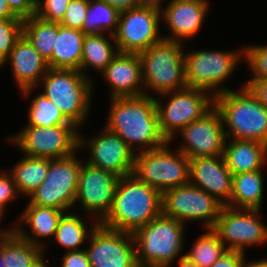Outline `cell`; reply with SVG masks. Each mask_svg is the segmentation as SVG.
Here are the masks:
<instances>
[{
  "label": "cell",
  "mask_w": 267,
  "mask_h": 267,
  "mask_svg": "<svg viewBox=\"0 0 267 267\" xmlns=\"http://www.w3.org/2000/svg\"><path fill=\"white\" fill-rule=\"evenodd\" d=\"M120 12L105 0H89L87 14L83 24V33L111 34L117 31Z\"/></svg>",
  "instance_id": "cell-31"
},
{
  "label": "cell",
  "mask_w": 267,
  "mask_h": 267,
  "mask_svg": "<svg viewBox=\"0 0 267 267\" xmlns=\"http://www.w3.org/2000/svg\"><path fill=\"white\" fill-rule=\"evenodd\" d=\"M206 233L198 236L191 250L184 255L199 267H211L227 250L213 229H206Z\"/></svg>",
  "instance_id": "cell-33"
},
{
  "label": "cell",
  "mask_w": 267,
  "mask_h": 267,
  "mask_svg": "<svg viewBox=\"0 0 267 267\" xmlns=\"http://www.w3.org/2000/svg\"><path fill=\"white\" fill-rule=\"evenodd\" d=\"M10 10L22 19L35 15L36 6L30 0H5Z\"/></svg>",
  "instance_id": "cell-42"
},
{
  "label": "cell",
  "mask_w": 267,
  "mask_h": 267,
  "mask_svg": "<svg viewBox=\"0 0 267 267\" xmlns=\"http://www.w3.org/2000/svg\"><path fill=\"white\" fill-rule=\"evenodd\" d=\"M101 74L110 86L111 98L144 95L142 62L138 53L119 52Z\"/></svg>",
  "instance_id": "cell-22"
},
{
  "label": "cell",
  "mask_w": 267,
  "mask_h": 267,
  "mask_svg": "<svg viewBox=\"0 0 267 267\" xmlns=\"http://www.w3.org/2000/svg\"><path fill=\"white\" fill-rule=\"evenodd\" d=\"M10 62L13 78L24 97H30L49 69L48 62L35 50L31 42L22 34L13 49L4 59Z\"/></svg>",
  "instance_id": "cell-21"
},
{
  "label": "cell",
  "mask_w": 267,
  "mask_h": 267,
  "mask_svg": "<svg viewBox=\"0 0 267 267\" xmlns=\"http://www.w3.org/2000/svg\"><path fill=\"white\" fill-rule=\"evenodd\" d=\"M244 60L253 73L250 80L267 79V45L244 46Z\"/></svg>",
  "instance_id": "cell-35"
},
{
  "label": "cell",
  "mask_w": 267,
  "mask_h": 267,
  "mask_svg": "<svg viewBox=\"0 0 267 267\" xmlns=\"http://www.w3.org/2000/svg\"><path fill=\"white\" fill-rule=\"evenodd\" d=\"M200 50L184 53L186 82L190 88L210 92L214 97L228 90L222 85L235 71L244 51ZM239 62V63H238Z\"/></svg>",
  "instance_id": "cell-9"
},
{
  "label": "cell",
  "mask_w": 267,
  "mask_h": 267,
  "mask_svg": "<svg viewBox=\"0 0 267 267\" xmlns=\"http://www.w3.org/2000/svg\"><path fill=\"white\" fill-rule=\"evenodd\" d=\"M185 224L162 213L132 233L139 267H170L183 257ZM173 263V264H172Z\"/></svg>",
  "instance_id": "cell-4"
},
{
  "label": "cell",
  "mask_w": 267,
  "mask_h": 267,
  "mask_svg": "<svg viewBox=\"0 0 267 267\" xmlns=\"http://www.w3.org/2000/svg\"><path fill=\"white\" fill-rule=\"evenodd\" d=\"M223 156L232 175L262 170L267 160V145L254 140L227 138Z\"/></svg>",
  "instance_id": "cell-24"
},
{
  "label": "cell",
  "mask_w": 267,
  "mask_h": 267,
  "mask_svg": "<svg viewBox=\"0 0 267 267\" xmlns=\"http://www.w3.org/2000/svg\"><path fill=\"white\" fill-rule=\"evenodd\" d=\"M245 259L244 257L241 267H267V258L248 262H246Z\"/></svg>",
  "instance_id": "cell-47"
},
{
  "label": "cell",
  "mask_w": 267,
  "mask_h": 267,
  "mask_svg": "<svg viewBox=\"0 0 267 267\" xmlns=\"http://www.w3.org/2000/svg\"><path fill=\"white\" fill-rule=\"evenodd\" d=\"M209 6L208 0H169L161 10V20L165 21L171 35H163V39L191 40L201 30Z\"/></svg>",
  "instance_id": "cell-19"
},
{
  "label": "cell",
  "mask_w": 267,
  "mask_h": 267,
  "mask_svg": "<svg viewBox=\"0 0 267 267\" xmlns=\"http://www.w3.org/2000/svg\"><path fill=\"white\" fill-rule=\"evenodd\" d=\"M226 138L254 140L267 145V108L246 86L215 96ZM226 127V128H225Z\"/></svg>",
  "instance_id": "cell-3"
},
{
  "label": "cell",
  "mask_w": 267,
  "mask_h": 267,
  "mask_svg": "<svg viewBox=\"0 0 267 267\" xmlns=\"http://www.w3.org/2000/svg\"><path fill=\"white\" fill-rule=\"evenodd\" d=\"M44 253L45 252H43L30 267H49L46 262L47 260H45Z\"/></svg>",
  "instance_id": "cell-49"
},
{
  "label": "cell",
  "mask_w": 267,
  "mask_h": 267,
  "mask_svg": "<svg viewBox=\"0 0 267 267\" xmlns=\"http://www.w3.org/2000/svg\"><path fill=\"white\" fill-rule=\"evenodd\" d=\"M232 177L223 155L190 159L189 183L214 196L224 206L230 200Z\"/></svg>",
  "instance_id": "cell-20"
},
{
  "label": "cell",
  "mask_w": 267,
  "mask_h": 267,
  "mask_svg": "<svg viewBox=\"0 0 267 267\" xmlns=\"http://www.w3.org/2000/svg\"><path fill=\"white\" fill-rule=\"evenodd\" d=\"M181 136L183 144L178 148L188 158L223 155L226 143V133L220 111L214 106L197 121L182 128L169 141Z\"/></svg>",
  "instance_id": "cell-17"
},
{
  "label": "cell",
  "mask_w": 267,
  "mask_h": 267,
  "mask_svg": "<svg viewBox=\"0 0 267 267\" xmlns=\"http://www.w3.org/2000/svg\"><path fill=\"white\" fill-rule=\"evenodd\" d=\"M76 153L66 158L49 159L44 182L29 196L31 204L64 212L72 210L82 165Z\"/></svg>",
  "instance_id": "cell-11"
},
{
  "label": "cell",
  "mask_w": 267,
  "mask_h": 267,
  "mask_svg": "<svg viewBox=\"0 0 267 267\" xmlns=\"http://www.w3.org/2000/svg\"><path fill=\"white\" fill-rule=\"evenodd\" d=\"M162 214L183 224L202 221L203 227L213 229L224 206L214 196L192 184H185L162 193Z\"/></svg>",
  "instance_id": "cell-12"
},
{
  "label": "cell",
  "mask_w": 267,
  "mask_h": 267,
  "mask_svg": "<svg viewBox=\"0 0 267 267\" xmlns=\"http://www.w3.org/2000/svg\"><path fill=\"white\" fill-rule=\"evenodd\" d=\"M89 0H71L68 4L61 25L83 31Z\"/></svg>",
  "instance_id": "cell-38"
},
{
  "label": "cell",
  "mask_w": 267,
  "mask_h": 267,
  "mask_svg": "<svg viewBox=\"0 0 267 267\" xmlns=\"http://www.w3.org/2000/svg\"><path fill=\"white\" fill-rule=\"evenodd\" d=\"M0 19H22L17 17L8 7L5 0H0Z\"/></svg>",
  "instance_id": "cell-45"
},
{
  "label": "cell",
  "mask_w": 267,
  "mask_h": 267,
  "mask_svg": "<svg viewBox=\"0 0 267 267\" xmlns=\"http://www.w3.org/2000/svg\"><path fill=\"white\" fill-rule=\"evenodd\" d=\"M119 12L138 6L137 0H105Z\"/></svg>",
  "instance_id": "cell-44"
},
{
  "label": "cell",
  "mask_w": 267,
  "mask_h": 267,
  "mask_svg": "<svg viewBox=\"0 0 267 267\" xmlns=\"http://www.w3.org/2000/svg\"><path fill=\"white\" fill-rule=\"evenodd\" d=\"M0 267H5L3 262V235H0Z\"/></svg>",
  "instance_id": "cell-50"
},
{
  "label": "cell",
  "mask_w": 267,
  "mask_h": 267,
  "mask_svg": "<svg viewBox=\"0 0 267 267\" xmlns=\"http://www.w3.org/2000/svg\"><path fill=\"white\" fill-rule=\"evenodd\" d=\"M159 97L167 98V103ZM154 97L159 129L167 141L191 122L197 121L215 106V97L198 88L186 87ZM169 97V98H168ZM165 103V104H164Z\"/></svg>",
  "instance_id": "cell-8"
},
{
  "label": "cell",
  "mask_w": 267,
  "mask_h": 267,
  "mask_svg": "<svg viewBox=\"0 0 267 267\" xmlns=\"http://www.w3.org/2000/svg\"><path fill=\"white\" fill-rule=\"evenodd\" d=\"M165 0H137L138 6L153 8L161 11L163 8L162 2Z\"/></svg>",
  "instance_id": "cell-46"
},
{
  "label": "cell",
  "mask_w": 267,
  "mask_h": 267,
  "mask_svg": "<svg viewBox=\"0 0 267 267\" xmlns=\"http://www.w3.org/2000/svg\"><path fill=\"white\" fill-rule=\"evenodd\" d=\"M261 210L223 206L213 230L227 250L246 252L247 246L267 242V225L260 221Z\"/></svg>",
  "instance_id": "cell-14"
},
{
  "label": "cell",
  "mask_w": 267,
  "mask_h": 267,
  "mask_svg": "<svg viewBox=\"0 0 267 267\" xmlns=\"http://www.w3.org/2000/svg\"><path fill=\"white\" fill-rule=\"evenodd\" d=\"M71 0H40L35 15L45 21L61 22Z\"/></svg>",
  "instance_id": "cell-37"
},
{
  "label": "cell",
  "mask_w": 267,
  "mask_h": 267,
  "mask_svg": "<svg viewBox=\"0 0 267 267\" xmlns=\"http://www.w3.org/2000/svg\"><path fill=\"white\" fill-rule=\"evenodd\" d=\"M60 267H91L85 249L68 251L64 254Z\"/></svg>",
  "instance_id": "cell-40"
},
{
  "label": "cell",
  "mask_w": 267,
  "mask_h": 267,
  "mask_svg": "<svg viewBox=\"0 0 267 267\" xmlns=\"http://www.w3.org/2000/svg\"><path fill=\"white\" fill-rule=\"evenodd\" d=\"M28 109V124L25 126L52 127L55 125H75L42 93H39L32 99Z\"/></svg>",
  "instance_id": "cell-34"
},
{
  "label": "cell",
  "mask_w": 267,
  "mask_h": 267,
  "mask_svg": "<svg viewBox=\"0 0 267 267\" xmlns=\"http://www.w3.org/2000/svg\"><path fill=\"white\" fill-rule=\"evenodd\" d=\"M64 213L63 210L34 205L28 201L23 213L15 220L19 222L12 224L13 226L15 225L12 228L21 238L44 250L45 242L42 243L40 238H54L59 220ZM20 223H24L27 228H30V234L25 229H22L24 226L20 225Z\"/></svg>",
  "instance_id": "cell-23"
},
{
  "label": "cell",
  "mask_w": 267,
  "mask_h": 267,
  "mask_svg": "<svg viewBox=\"0 0 267 267\" xmlns=\"http://www.w3.org/2000/svg\"><path fill=\"white\" fill-rule=\"evenodd\" d=\"M108 35L110 38H108L105 33L84 36L82 60L79 71L89 79H92L89 73L86 72L89 66L102 73L112 59L119 53L114 35ZM110 39H112L114 43H112Z\"/></svg>",
  "instance_id": "cell-27"
},
{
  "label": "cell",
  "mask_w": 267,
  "mask_h": 267,
  "mask_svg": "<svg viewBox=\"0 0 267 267\" xmlns=\"http://www.w3.org/2000/svg\"><path fill=\"white\" fill-rule=\"evenodd\" d=\"M20 194L17 191L13 177L9 172L0 170V210L4 213L5 206L15 200Z\"/></svg>",
  "instance_id": "cell-39"
},
{
  "label": "cell",
  "mask_w": 267,
  "mask_h": 267,
  "mask_svg": "<svg viewBox=\"0 0 267 267\" xmlns=\"http://www.w3.org/2000/svg\"><path fill=\"white\" fill-rule=\"evenodd\" d=\"M49 158L23 156L9 173L13 177L20 197H29L45 179Z\"/></svg>",
  "instance_id": "cell-28"
},
{
  "label": "cell",
  "mask_w": 267,
  "mask_h": 267,
  "mask_svg": "<svg viewBox=\"0 0 267 267\" xmlns=\"http://www.w3.org/2000/svg\"><path fill=\"white\" fill-rule=\"evenodd\" d=\"M119 179L114 173L83 161L74 206L79 203L84 215L100 223L112 208Z\"/></svg>",
  "instance_id": "cell-15"
},
{
  "label": "cell",
  "mask_w": 267,
  "mask_h": 267,
  "mask_svg": "<svg viewBox=\"0 0 267 267\" xmlns=\"http://www.w3.org/2000/svg\"><path fill=\"white\" fill-rule=\"evenodd\" d=\"M79 129V130H78ZM79 131L76 125L52 127L24 126L6 141L14 143L23 155L49 159L66 158L80 151Z\"/></svg>",
  "instance_id": "cell-10"
},
{
  "label": "cell",
  "mask_w": 267,
  "mask_h": 267,
  "mask_svg": "<svg viewBox=\"0 0 267 267\" xmlns=\"http://www.w3.org/2000/svg\"><path fill=\"white\" fill-rule=\"evenodd\" d=\"M38 85H42L41 93L81 129L92 107L93 80L79 70L49 68Z\"/></svg>",
  "instance_id": "cell-5"
},
{
  "label": "cell",
  "mask_w": 267,
  "mask_h": 267,
  "mask_svg": "<svg viewBox=\"0 0 267 267\" xmlns=\"http://www.w3.org/2000/svg\"><path fill=\"white\" fill-rule=\"evenodd\" d=\"M161 11L136 6L120 12L114 34L118 52L140 53L160 42Z\"/></svg>",
  "instance_id": "cell-13"
},
{
  "label": "cell",
  "mask_w": 267,
  "mask_h": 267,
  "mask_svg": "<svg viewBox=\"0 0 267 267\" xmlns=\"http://www.w3.org/2000/svg\"><path fill=\"white\" fill-rule=\"evenodd\" d=\"M170 144L135 154L133 173L161 194L189 184L190 158L179 150L172 151Z\"/></svg>",
  "instance_id": "cell-7"
},
{
  "label": "cell",
  "mask_w": 267,
  "mask_h": 267,
  "mask_svg": "<svg viewBox=\"0 0 267 267\" xmlns=\"http://www.w3.org/2000/svg\"><path fill=\"white\" fill-rule=\"evenodd\" d=\"M262 170L235 174L232 177V192L225 205L235 209L261 210L264 194Z\"/></svg>",
  "instance_id": "cell-26"
},
{
  "label": "cell",
  "mask_w": 267,
  "mask_h": 267,
  "mask_svg": "<svg viewBox=\"0 0 267 267\" xmlns=\"http://www.w3.org/2000/svg\"><path fill=\"white\" fill-rule=\"evenodd\" d=\"M105 130L86 138L79 133V149L87 148L90 152L85 161L94 167L114 173L122 177L132 174L135 166V152L117 134Z\"/></svg>",
  "instance_id": "cell-18"
},
{
  "label": "cell",
  "mask_w": 267,
  "mask_h": 267,
  "mask_svg": "<svg viewBox=\"0 0 267 267\" xmlns=\"http://www.w3.org/2000/svg\"><path fill=\"white\" fill-rule=\"evenodd\" d=\"M110 100L104 127L122 138L134 152L157 149L168 142L160 132L156 103L151 94Z\"/></svg>",
  "instance_id": "cell-1"
},
{
  "label": "cell",
  "mask_w": 267,
  "mask_h": 267,
  "mask_svg": "<svg viewBox=\"0 0 267 267\" xmlns=\"http://www.w3.org/2000/svg\"><path fill=\"white\" fill-rule=\"evenodd\" d=\"M30 1L36 6L40 0H30Z\"/></svg>",
  "instance_id": "cell-53"
},
{
  "label": "cell",
  "mask_w": 267,
  "mask_h": 267,
  "mask_svg": "<svg viewBox=\"0 0 267 267\" xmlns=\"http://www.w3.org/2000/svg\"><path fill=\"white\" fill-rule=\"evenodd\" d=\"M85 249L91 267H139L132 233L100 223L91 232Z\"/></svg>",
  "instance_id": "cell-16"
},
{
  "label": "cell",
  "mask_w": 267,
  "mask_h": 267,
  "mask_svg": "<svg viewBox=\"0 0 267 267\" xmlns=\"http://www.w3.org/2000/svg\"><path fill=\"white\" fill-rule=\"evenodd\" d=\"M3 215H4V213L0 210V222H1V220L3 219ZM13 230V228H7L6 230L5 229H3L2 230V228H1V230H0V235H3V234H6V233H8V232H10V231H12Z\"/></svg>",
  "instance_id": "cell-51"
},
{
  "label": "cell",
  "mask_w": 267,
  "mask_h": 267,
  "mask_svg": "<svg viewBox=\"0 0 267 267\" xmlns=\"http://www.w3.org/2000/svg\"><path fill=\"white\" fill-rule=\"evenodd\" d=\"M23 34V19H0V56L5 59Z\"/></svg>",
  "instance_id": "cell-36"
},
{
  "label": "cell",
  "mask_w": 267,
  "mask_h": 267,
  "mask_svg": "<svg viewBox=\"0 0 267 267\" xmlns=\"http://www.w3.org/2000/svg\"><path fill=\"white\" fill-rule=\"evenodd\" d=\"M257 97L258 101L267 108V79L247 80L243 83Z\"/></svg>",
  "instance_id": "cell-43"
},
{
  "label": "cell",
  "mask_w": 267,
  "mask_h": 267,
  "mask_svg": "<svg viewBox=\"0 0 267 267\" xmlns=\"http://www.w3.org/2000/svg\"><path fill=\"white\" fill-rule=\"evenodd\" d=\"M183 42L162 39L139 53L144 95H161L188 87Z\"/></svg>",
  "instance_id": "cell-6"
},
{
  "label": "cell",
  "mask_w": 267,
  "mask_h": 267,
  "mask_svg": "<svg viewBox=\"0 0 267 267\" xmlns=\"http://www.w3.org/2000/svg\"><path fill=\"white\" fill-rule=\"evenodd\" d=\"M177 264L179 265L178 267H199L197 264H195L194 262L190 261L185 256L179 257V260H178Z\"/></svg>",
  "instance_id": "cell-48"
},
{
  "label": "cell",
  "mask_w": 267,
  "mask_h": 267,
  "mask_svg": "<svg viewBox=\"0 0 267 267\" xmlns=\"http://www.w3.org/2000/svg\"><path fill=\"white\" fill-rule=\"evenodd\" d=\"M245 253L237 250H226L211 267H241Z\"/></svg>",
  "instance_id": "cell-41"
},
{
  "label": "cell",
  "mask_w": 267,
  "mask_h": 267,
  "mask_svg": "<svg viewBox=\"0 0 267 267\" xmlns=\"http://www.w3.org/2000/svg\"><path fill=\"white\" fill-rule=\"evenodd\" d=\"M5 65L4 59L0 56V67L2 68Z\"/></svg>",
  "instance_id": "cell-52"
},
{
  "label": "cell",
  "mask_w": 267,
  "mask_h": 267,
  "mask_svg": "<svg viewBox=\"0 0 267 267\" xmlns=\"http://www.w3.org/2000/svg\"><path fill=\"white\" fill-rule=\"evenodd\" d=\"M65 212L58 223L54 239L63 248L68 251L82 250V244L88 241L91 232L99 224L98 221H92V226L88 229V225L82 216L74 211ZM81 217V218H80Z\"/></svg>",
  "instance_id": "cell-29"
},
{
  "label": "cell",
  "mask_w": 267,
  "mask_h": 267,
  "mask_svg": "<svg viewBox=\"0 0 267 267\" xmlns=\"http://www.w3.org/2000/svg\"><path fill=\"white\" fill-rule=\"evenodd\" d=\"M162 194L134 173L120 177L110 212L100 222L109 229L135 232L162 213Z\"/></svg>",
  "instance_id": "cell-2"
},
{
  "label": "cell",
  "mask_w": 267,
  "mask_h": 267,
  "mask_svg": "<svg viewBox=\"0 0 267 267\" xmlns=\"http://www.w3.org/2000/svg\"><path fill=\"white\" fill-rule=\"evenodd\" d=\"M57 33L58 22L45 21L36 15L23 19V34L46 61L52 57Z\"/></svg>",
  "instance_id": "cell-30"
},
{
  "label": "cell",
  "mask_w": 267,
  "mask_h": 267,
  "mask_svg": "<svg viewBox=\"0 0 267 267\" xmlns=\"http://www.w3.org/2000/svg\"><path fill=\"white\" fill-rule=\"evenodd\" d=\"M84 36L81 30L65 27L58 22L52 57L47 61L49 68L79 70Z\"/></svg>",
  "instance_id": "cell-25"
},
{
  "label": "cell",
  "mask_w": 267,
  "mask_h": 267,
  "mask_svg": "<svg viewBox=\"0 0 267 267\" xmlns=\"http://www.w3.org/2000/svg\"><path fill=\"white\" fill-rule=\"evenodd\" d=\"M43 252L42 248L21 238L14 230L3 234L5 267H30Z\"/></svg>",
  "instance_id": "cell-32"
}]
</instances>
